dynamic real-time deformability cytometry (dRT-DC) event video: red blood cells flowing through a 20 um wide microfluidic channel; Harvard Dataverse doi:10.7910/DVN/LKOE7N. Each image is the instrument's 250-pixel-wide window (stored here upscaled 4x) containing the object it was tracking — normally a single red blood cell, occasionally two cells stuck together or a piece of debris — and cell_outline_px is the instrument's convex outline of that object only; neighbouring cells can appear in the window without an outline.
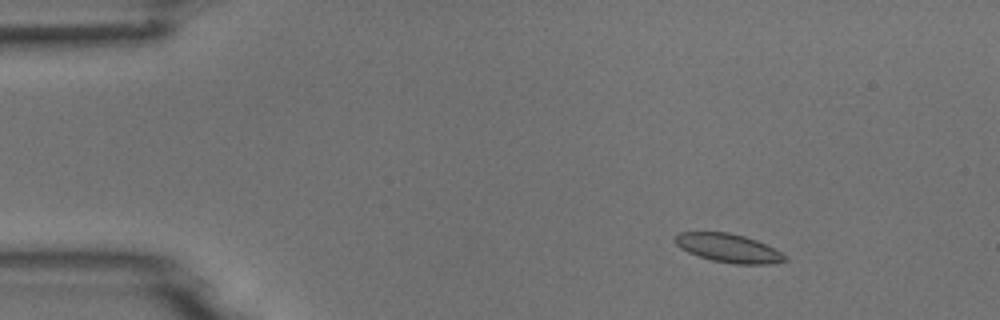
{"species": "common noctule bat (a hibernating species)", "species_latin": "Nyctalus noctula", "temperature_condition": "room temperature", "stored_images_in_passage": 3, "camera_frame_rate_fps": 3000, "um_per_image_px": 0.085, "animal": {"sex": "male", "body_mass_g": 18.8}, "frame": {"image": 1, "passage_image": 1, "time_ms": 0.0, "image_size_px": [1000, 320], "cell_outline_px": [[788, 260], [768, 264], [736, 264], [712, 260], [688, 252], [680, 248], [676, 244], [676, 236], [680, 232], [728, 232], [744, 236], [756, 240], [788, 256]], "centroid_in_image_um": [61.93, 21.09], "position_along_channel_um": 23.1, "area_um2": 18.03}}